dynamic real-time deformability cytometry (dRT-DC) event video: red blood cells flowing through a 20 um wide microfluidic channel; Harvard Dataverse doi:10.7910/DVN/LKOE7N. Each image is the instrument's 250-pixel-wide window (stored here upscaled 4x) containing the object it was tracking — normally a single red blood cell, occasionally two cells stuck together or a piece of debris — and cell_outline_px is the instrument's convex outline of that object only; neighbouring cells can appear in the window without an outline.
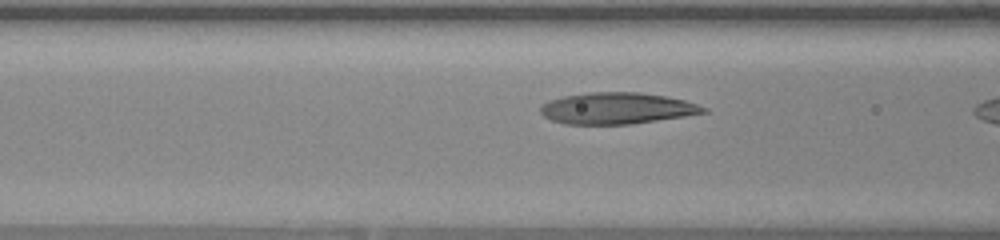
{"species": "human", "species_latin": "Homo sapiens", "temperature_condition": "warm", "stored_images_in_passage": 15, "camera_frame_rate_fps": 3000, "um_per_image_px": 0.085, "donor": {"sex": "female"}, "frame": {"image": 1, "passage_image": 13, "time_ms": 4.0, "image_size_px": [1000, 240], "cell_outline_px": [[708, 112], [684, 116], [632, 124], [564, 124], [552, 120], [544, 116], [540, 112], [540, 104], [548, 100], [564, 96], [588, 92], [640, 92], [664, 96], [684, 100], [708, 108]], "centroid_in_image_um": [52.4, 9.2], "position_along_channel_um": 114.2, "area_um2": 29.88}}